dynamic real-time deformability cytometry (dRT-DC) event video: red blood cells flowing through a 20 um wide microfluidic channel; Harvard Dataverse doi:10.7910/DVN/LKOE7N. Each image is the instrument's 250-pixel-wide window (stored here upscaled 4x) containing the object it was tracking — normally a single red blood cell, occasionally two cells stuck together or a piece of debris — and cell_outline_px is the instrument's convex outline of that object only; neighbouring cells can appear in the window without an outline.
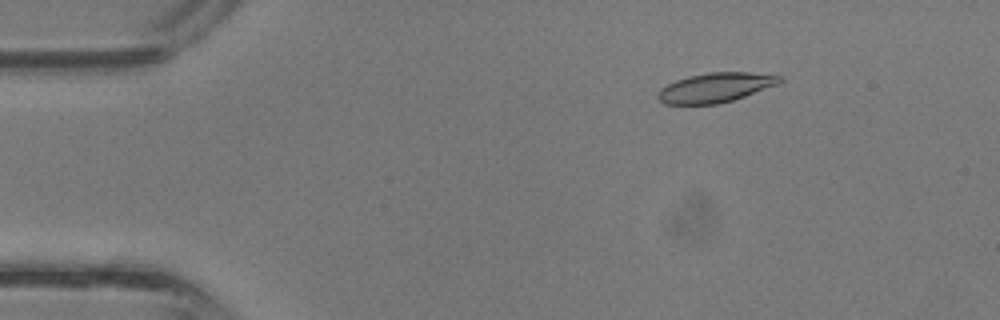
{"species": "common noctule bat (a hibernating species)", "species_latin": "Nyctalus noctula", "temperature_condition": "room temperature", "stored_images_in_passage": 38, "camera_frame_rate_fps": 3000, "um_per_image_px": 0.085, "animal": {"sex": "male", "body_mass_g": 13.3}, "frame": {"image": 1, "passage_image": 6, "time_ms": 1.667, "image_size_px": [1000, 320], "cell_outline_px": [[784, 80], [776, 84], [744, 96], [720, 104], [664, 104], [656, 96], [660, 88], [676, 80], [688, 76], [708, 72], [748, 72], [784, 76]], "centroid_in_image_um": [60.79, 7.44], "position_along_channel_um": 24.2, "area_um2": 20.87}}
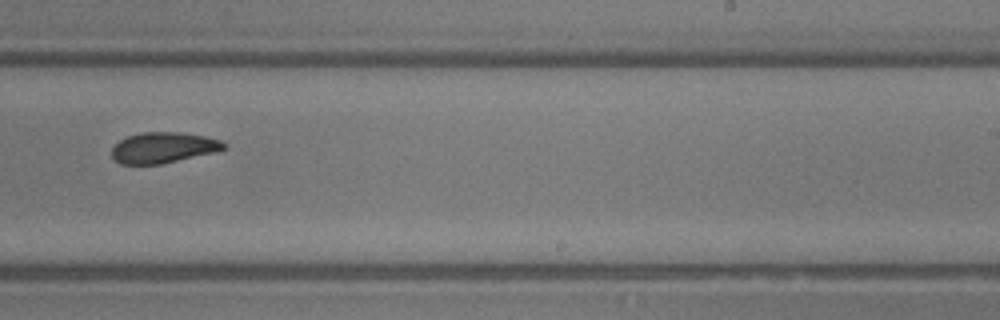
{"frame": {"image": 2, "passage_image": 24, "time_ms": 7.667, "image_size_px": [1000, 320], "cell_outline_px": [[228, 148], [216, 152], [160, 164], [120, 164], [112, 160], [112, 148], [120, 140], [128, 136], [140, 132], [180, 132], [204, 136], [220, 140], [228, 144]], "centroid_in_image_um": [13.89, 12.55], "position_along_channel_um": 275.1, "area_um2": 20.23}}
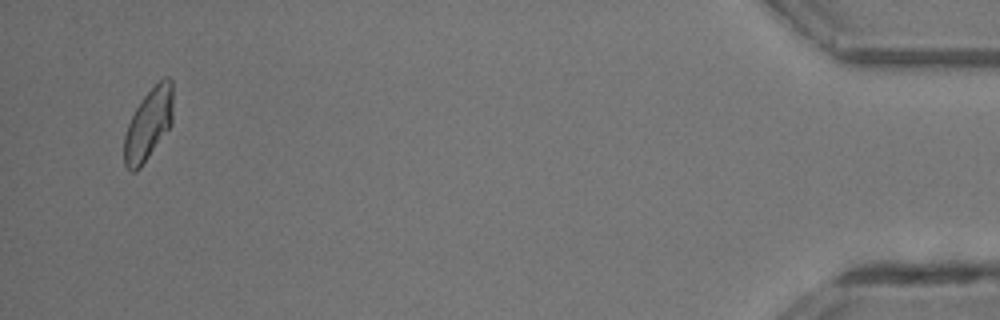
{"frame": {"image": 3, "passage_image": 37, "time_ms": 12.0, "image_size_px": [1000, 320], "cell_outline_px": [[172, 124], [140, 168], [136, 172], [132, 172], [124, 164], [124, 136], [128, 124], [136, 108], [144, 96], [164, 76], [168, 76], [172, 80]], "centroid_in_image_um": [12.62, 10.57], "position_along_channel_um": 422.6, "area_um2": 20.11}}